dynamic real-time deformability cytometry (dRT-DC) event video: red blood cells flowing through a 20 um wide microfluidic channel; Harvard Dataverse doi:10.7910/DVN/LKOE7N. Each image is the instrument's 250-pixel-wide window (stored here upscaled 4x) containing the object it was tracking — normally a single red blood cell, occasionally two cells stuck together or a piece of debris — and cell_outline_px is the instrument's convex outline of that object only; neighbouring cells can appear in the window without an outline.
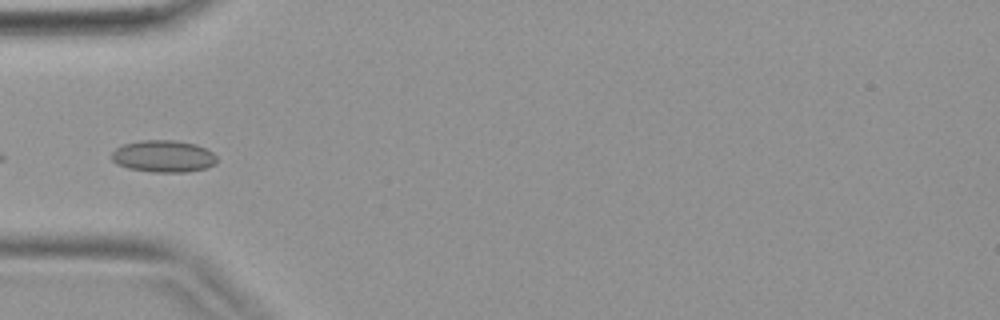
{"species": "common noctule bat (a hibernating species)", "species_latin": "Nyctalus noctula", "temperature_condition": "warm", "stored_images_in_passage": 33, "camera_frame_rate_fps": 3000, "um_per_image_px": 0.085, "animal": {"sex": "female", "body_mass_g": 19.9}, "frame": {"image": 1, "passage_image": 6, "time_ms": 1.667, "image_size_px": [1000, 320], "cell_outline_px": [[216, 164], [208, 168], [188, 172], [152, 172], [128, 168], [116, 164], [112, 160], [112, 152], [116, 148], [124, 144], [140, 140], [176, 140], [196, 144], [212, 152], [216, 156]], "centroid_in_image_um": [13.9, 13.29], "position_along_channel_um": 71.1, "area_um2": 19.77}}